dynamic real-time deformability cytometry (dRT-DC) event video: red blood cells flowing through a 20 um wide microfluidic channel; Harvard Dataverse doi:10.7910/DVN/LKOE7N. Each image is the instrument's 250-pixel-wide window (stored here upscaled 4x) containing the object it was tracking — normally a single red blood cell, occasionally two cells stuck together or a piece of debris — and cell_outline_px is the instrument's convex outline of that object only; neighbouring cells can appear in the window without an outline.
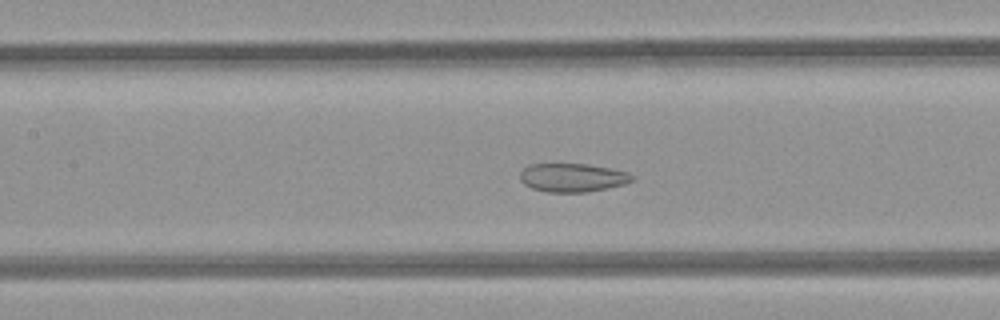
{"species": "common noctule bat (a hibernating species)", "species_latin": "Nyctalus noctula", "temperature_condition": "room temperature", "stored_images_in_passage": 47, "camera_frame_rate_fps": 3000, "um_per_image_px": 0.085, "animal": {"sex": "female", "body_mass_g": 21.9}, "frame": {"image": 1, "passage_image": 19, "time_ms": 6.0, "image_size_px": [1000, 320], "cell_outline_px": [[636, 180], [624, 184], [608, 188], [588, 192], [548, 192], [532, 188], [524, 184], [520, 180], [520, 172], [528, 164], [588, 164], [612, 168], [628, 172], [636, 176]], "centroid_in_image_um": [48.71, 15.09], "position_along_channel_um": 158.7, "area_um2": 18.9}}
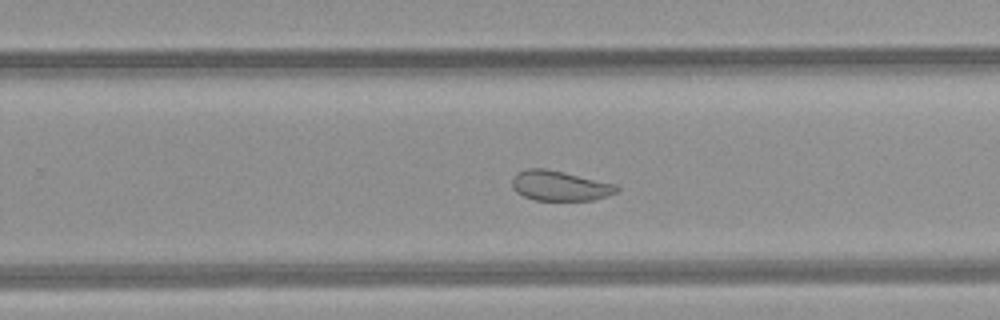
{"frame": {"image": 2, "passage_image": 28, "time_ms": 9.0, "image_size_px": [1000, 320], "cell_outline_px": [[620, 192], [592, 200], [536, 200], [524, 196], [516, 192], [512, 188], [512, 176], [516, 172], [528, 168], [544, 168], [564, 172], [616, 184], [620, 188]], "centroid_in_image_um": [47.58, 15.78], "position_along_channel_um": 282.2, "area_um2": 18.44}}
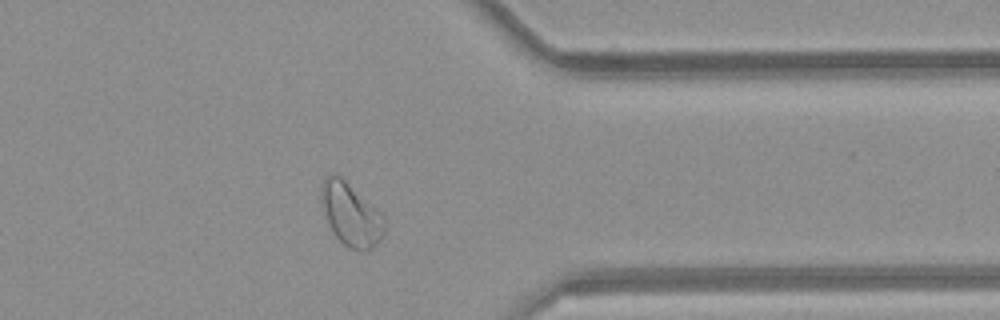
{"frame": {"image": 3, "passage_image": 36, "time_ms": 11.667, "image_size_px": [1000, 320], "cell_outline_px": [[384, 232], [380, 240], [372, 248], [364, 252], [360, 252], [348, 248], [336, 236], [328, 220], [320, 196], [320, 184], [324, 176], [332, 172], [336, 172], [380, 212], [384, 216]], "centroid_in_image_um": [29.82, 18.21], "position_along_channel_um": 381.6, "area_um2": 23.06}, "authors_computed_cell_mechanics": {"area_um2": 23.0622, "velocity_mm_per_s": 4.1295, "shape_relaxation_time_tau1_ms": null, "shape_relaxation_time_tau2_ms": 1.3206, "deformation_change_tau1": null, "deformation_change_tau2": 0.0736}}